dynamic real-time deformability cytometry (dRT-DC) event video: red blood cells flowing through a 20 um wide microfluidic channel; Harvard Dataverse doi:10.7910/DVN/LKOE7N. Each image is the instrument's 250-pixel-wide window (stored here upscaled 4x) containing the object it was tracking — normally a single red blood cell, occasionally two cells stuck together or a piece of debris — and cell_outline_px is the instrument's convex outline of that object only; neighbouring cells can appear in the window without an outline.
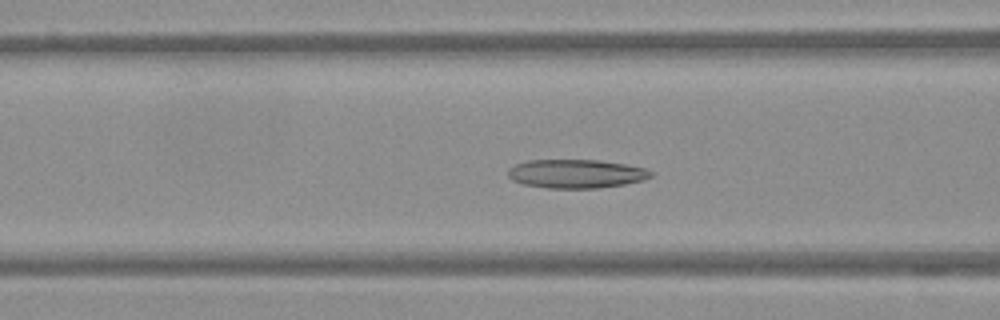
{"species": "Egyptian fruit bat (a non-hibernating species)", "species_latin": "Rousettus aegyptiacus", "temperature_condition": "warm", "stored_images_in_passage": 56, "camera_frame_rate_fps": 3000, "um_per_image_px": 0.085, "frame": {"image": 1, "passage_image": 23, "time_ms": 7.333, "image_size_px": [1000, 320], "cell_outline_px": [[656, 172], [652, 176], [644, 180], [624, 184], [596, 188], [548, 188], [524, 184], [512, 180], [508, 176], [508, 168], [516, 164], [528, 160], [600, 160], [624, 164], [644, 168]], "centroid_in_image_um": [48.98, 14.76], "position_along_channel_um": 117.6, "area_um2": 23.93}}
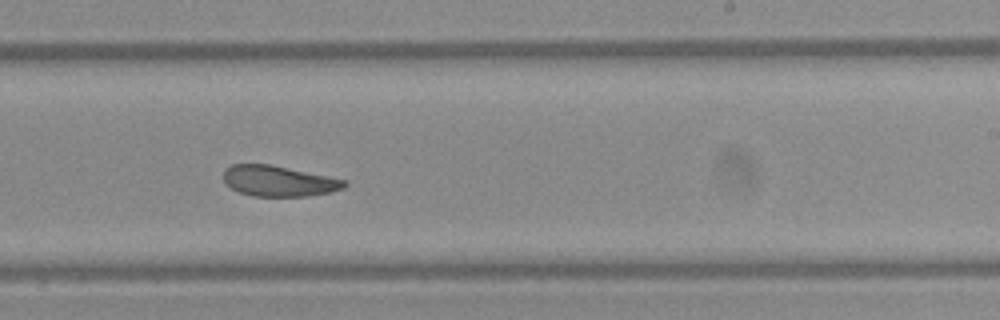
{"frame": {"image": 2, "passage_image": 35, "time_ms": 11.333, "image_size_px": [1000, 320], "cell_outline_px": [[348, 184], [344, 188], [332, 192], [308, 196], [252, 196], [240, 192], [224, 184], [224, 168], [232, 164], [268, 164], [328, 176], [344, 180]], "centroid_in_image_um": [23.67, 15.39], "position_along_channel_um": 265.3, "area_um2": 21.56}}
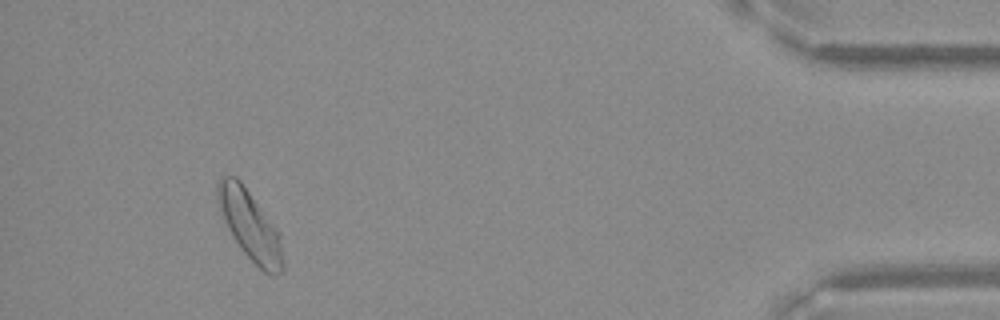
{"frame": {"image": 3, "passage_image": 52, "time_ms": 17.0, "image_size_px": [1000, 320], "cell_outline_px": [[284, 268], [276, 276], [264, 272], [240, 248], [232, 236], [228, 228], [220, 208], [216, 196], [216, 184], [220, 176], [236, 176], [240, 180], [276, 228], [280, 236], [284, 264]], "centroid_in_image_um": [21.24, 19.14], "position_along_channel_um": 414.0, "area_um2": 26.01}}